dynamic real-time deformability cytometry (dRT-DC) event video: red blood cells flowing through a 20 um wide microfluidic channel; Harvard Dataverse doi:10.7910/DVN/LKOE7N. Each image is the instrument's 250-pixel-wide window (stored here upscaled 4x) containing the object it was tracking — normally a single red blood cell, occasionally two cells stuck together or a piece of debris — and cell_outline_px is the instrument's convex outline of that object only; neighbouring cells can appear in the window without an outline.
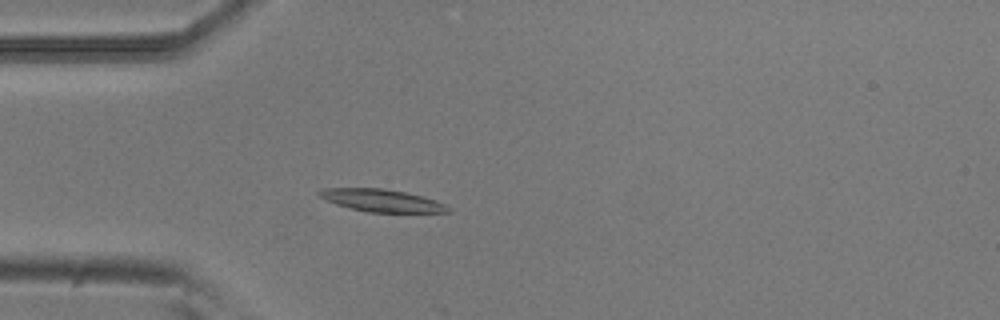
{"species": "common noctule bat (a hibernating species)", "species_latin": "Nyctalus noctula", "temperature_condition": "room temperature", "stored_images_in_passage": 15, "camera_frame_rate_fps": 3000, "um_per_image_px": 0.085, "animal": {"sex": "male", "body_mass_g": 20.5, "forearm_length_mm": 52.5}, "frame": {"image": 1, "passage_image": 14, "time_ms": 4.333, "image_size_px": [1000, 320], "cell_outline_px": [[452, 212], [368, 212], [336, 204], [320, 196], [316, 192], [324, 188], [384, 188], [424, 196], [436, 200], [452, 208]], "centroid_in_image_um": [32.5, 17.04], "position_along_channel_um": 52.5, "area_um2": 16.76}}